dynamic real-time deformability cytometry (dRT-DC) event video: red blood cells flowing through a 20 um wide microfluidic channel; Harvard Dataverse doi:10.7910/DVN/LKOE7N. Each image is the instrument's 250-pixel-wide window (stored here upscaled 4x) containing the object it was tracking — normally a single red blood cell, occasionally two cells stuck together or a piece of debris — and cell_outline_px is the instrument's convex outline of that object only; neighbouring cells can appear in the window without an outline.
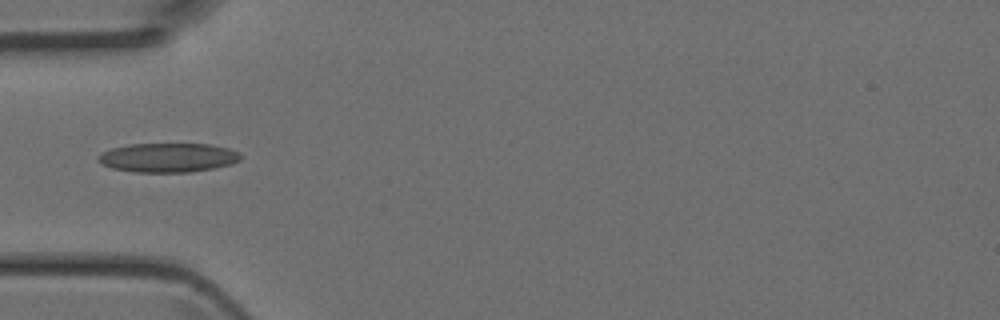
{"species": "Egyptian fruit bat (a non-hibernating species)", "species_latin": "Rousettus aegyptiacus", "temperature_condition": "room temperature", "stored_images_in_passage": 2, "camera_frame_rate_fps": 3000, "um_per_image_px": 0.085, "animal": {"sex": "female"}, "frame": {"image": 1, "passage_image": 2, "time_ms": 0.333, "image_size_px": [1000, 320], "cell_outline_px": [[240, 160], [232, 164], [212, 168], [188, 172], [132, 172], [112, 168], [100, 164], [96, 156], [100, 152], [112, 148], [128, 144], [212, 144], [228, 148], [240, 152]], "centroid_in_image_um": [14.24, 13.39], "position_along_channel_um": 70.8, "area_um2": 24.39}}